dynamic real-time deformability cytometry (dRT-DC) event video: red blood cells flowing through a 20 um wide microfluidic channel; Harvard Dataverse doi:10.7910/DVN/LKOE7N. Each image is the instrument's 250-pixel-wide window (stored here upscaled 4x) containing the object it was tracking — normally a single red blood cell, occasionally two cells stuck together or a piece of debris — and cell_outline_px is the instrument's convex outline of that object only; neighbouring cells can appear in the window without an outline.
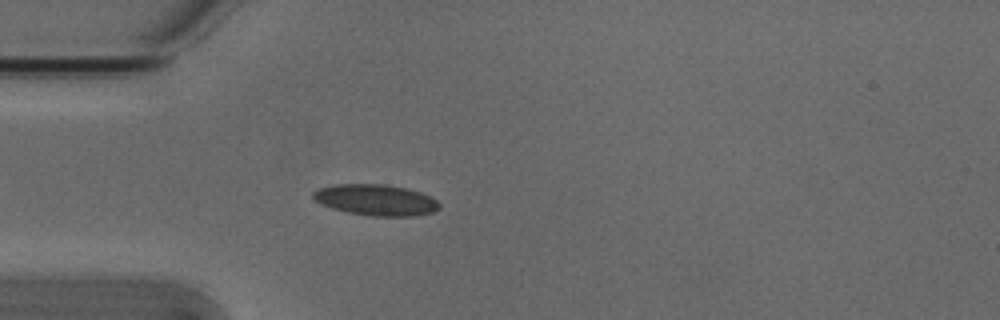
{"species": "Egyptian fruit bat (a non-hibernating species)", "species_latin": "Rousettus aegyptiacus", "temperature_condition": "cold", "stored_images_in_passage": 40, "camera_frame_rate_fps": 3000, "um_per_image_px": 0.085, "animal": {"sex": "male"}, "frame": {"image": 1, "passage_image": 1, "time_ms": 0.0, "image_size_px": [1000, 320], "cell_outline_px": [[440, 208], [432, 212], [412, 216], [372, 216], [348, 212], [332, 208], [320, 204], [312, 196], [312, 192], [320, 188], [332, 184], [384, 184], [404, 188], [420, 192], [436, 200], [440, 204]], "centroid_in_image_um": [31.92, 16.99], "position_along_channel_um": 53.1, "area_um2": 22.72}}
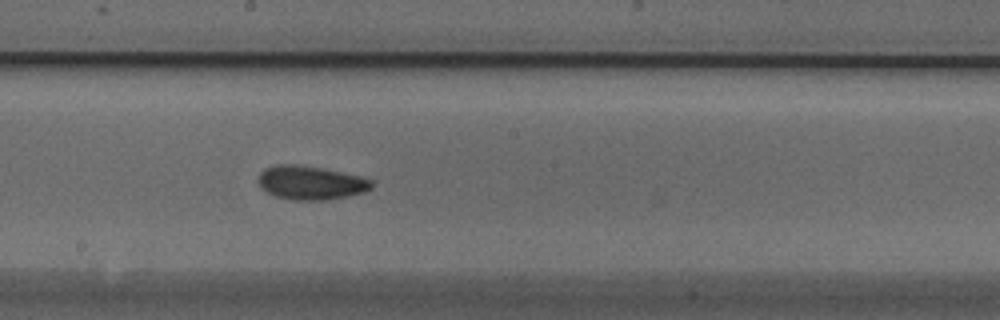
{"frame": {"image": 2, "passage_image": 15, "time_ms": 4.667, "image_size_px": [1000, 320], "cell_outline_px": [[372, 188], [364, 192], [328, 200], [292, 200], [276, 196], [260, 188], [256, 180], [260, 172], [264, 168], [276, 164], [296, 164], [320, 168], [360, 176], [372, 180]], "centroid_in_image_um": [26.36, 15.53], "position_along_channel_um": 221.8, "area_um2": 22.37}}
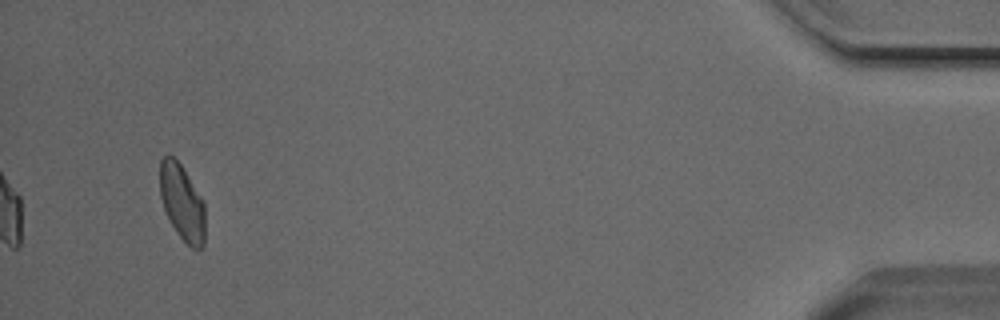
{"frame": {"image": 3, "passage_image": 37, "time_ms": 12.0, "image_size_px": [1000, 320], "cell_outline_px": [[204, 244], [200, 248], [192, 248], [176, 232], [164, 208], [160, 196], [160, 160], [168, 152], [180, 164], [200, 196], [204, 204]], "centroid_in_image_um": [15.46, 17.18], "position_along_channel_um": 419.7, "area_um2": 19.59}, "authors_computed_cell_mechanics": {"area_um2": 20.6635, "velocity_mm_per_s": 3.7926, "shape_relaxation_time_tau1_ms": 5.7479, "shape_relaxation_time_tau2_ms": 3.547, "deformation_change_tau1": 0.1131, "deformation_change_tau2": 0.0723}}